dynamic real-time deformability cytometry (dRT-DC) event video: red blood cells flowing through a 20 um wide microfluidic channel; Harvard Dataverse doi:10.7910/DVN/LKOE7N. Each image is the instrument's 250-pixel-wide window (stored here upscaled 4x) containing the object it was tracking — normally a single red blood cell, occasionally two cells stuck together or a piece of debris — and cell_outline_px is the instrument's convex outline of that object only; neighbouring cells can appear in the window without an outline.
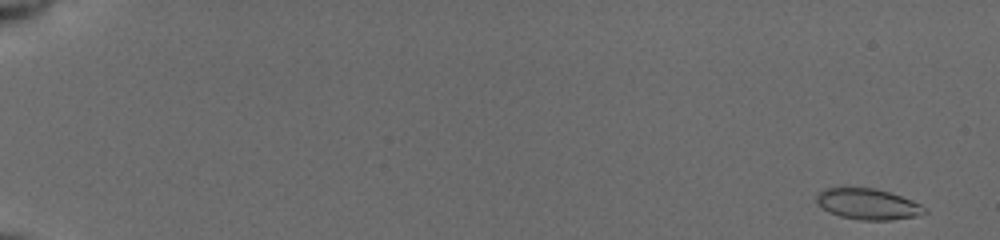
{"species": "common noctule bat (a hibernating species)", "species_latin": "Nyctalus noctula", "temperature_condition": "cold", "stored_images_in_passage": 18, "camera_frame_rate_fps": 3000, "um_per_image_px": 0.085, "animal": {"sex": "female", "body_mass_g": 19.5, "forearm_length_mm": 54.1}, "frame": {"image": 1, "passage_image": 1, "time_ms": 0.0, "image_size_px": [1000, 240], "cell_outline_px": [[928, 212], [916, 216], [892, 220], [860, 220], [840, 216], [828, 212], [816, 204], [816, 192], [824, 188], [876, 188], [912, 200], [928, 208]], "centroid_in_image_um": [73.75, 17.35], "position_along_channel_um": 11.3, "area_um2": 19.65}}
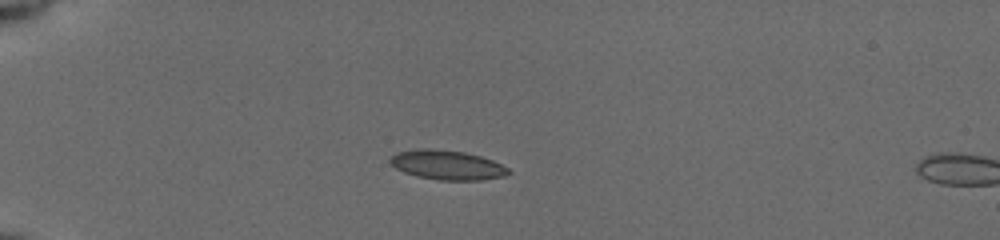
{"frame": {"image": 2, "passage_image": 15, "time_ms": 4.667, "image_size_px": [1000, 240], "cell_outline_px": [[512, 172], [504, 176], [480, 180], [440, 180], [416, 176], [404, 172], [396, 168], [388, 160], [396, 152], [420, 148], [432, 148], [464, 152], [480, 156], [492, 160], [508, 168]], "centroid_in_image_um": [38.0, 14.02], "position_along_channel_um": 47.0, "area_um2": 20.29}}